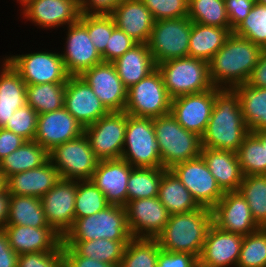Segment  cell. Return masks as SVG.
<instances>
[{"mask_svg": "<svg viewBox=\"0 0 266 267\" xmlns=\"http://www.w3.org/2000/svg\"><path fill=\"white\" fill-rule=\"evenodd\" d=\"M249 132L235 89L215 87L211 117L201 136L202 147L237 152Z\"/></svg>", "mask_w": 266, "mask_h": 267, "instance_id": "cell-1", "label": "cell"}, {"mask_svg": "<svg viewBox=\"0 0 266 267\" xmlns=\"http://www.w3.org/2000/svg\"><path fill=\"white\" fill-rule=\"evenodd\" d=\"M263 50L261 46L232 32L208 62L213 85L234 89L246 83Z\"/></svg>", "mask_w": 266, "mask_h": 267, "instance_id": "cell-2", "label": "cell"}, {"mask_svg": "<svg viewBox=\"0 0 266 267\" xmlns=\"http://www.w3.org/2000/svg\"><path fill=\"white\" fill-rule=\"evenodd\" d=\"M212 224V210L206 207L173 214L156 239L163 251L185 252L199 258Z\"/></svg>", "mask_w": 266, "mask_h": 267, "instance_id": "cell-3", "label": "cell"}, {"mask_svg": "<svg viewBox=\"0 0 266 267\" xmlns=\"http://www.w3.org/2000/svg\"><path fill=\"white\" fill-rule=\"evenodd\" d=\"M153 125L163 168L201 156V137L183 128L171 113L153 118Z\"/></svg>", "mask_w": 266, "mask_h": 267, "instance_id": "cell-4", "label": "cell"}, {"mask_svg": "<svg viewBox=\"0 0 266 267\" xmlns=\"http://www.w3.org/2000/svg\"><path fill=\"white\" fill-rule=\"evenodd\" d=\"M171 99L201 93L214 87L209 63L193 57L176 58L156 65Z\"/></svg>", "mask_w": 266, "mask_h": 267, "instance_id": "cell-5", "label": "cell"}, {"mask_svg": "<svg viewBox=\"0 0 266 267\" xmlns=\"http://www.w3.org/2000/svg\"><path fill=\"white\" fill-rule=\"evenodd\" d=\"M101 238L114 241H129L132 238L125 207L109 205L93 215L74 219L73 226L62 237V241H90Z\"/></svg>", "mask_w": 266, "mask_h": 267, "instance_id": "cell-6", "label": "cell"}, {"mask_svg": "<svg viewBox=\"0 0 266 267\" xmlns=\"http://www.w3.org/2000/svg\"><path fill=\"white\" fill-rule=\"evenodd\" d=\"M121 158L132 167L162 168L153 118L127 114L126 133Z\"/></svg>", "mask_w": 266, "mask_h": 267, "instance_id": "cell-7", "label": "cell"}, {"mask_svg": "<svg viewBox=\"0 0 266 267\" xmlns=\"http://www.w3.org/2000/svg\"><path fill=\"white\" fill-rule=\"evenodd\" d=\"M171 100L156 67L145 78L127 89L124 111L135 117L157 118L170 114Z\"/></svg>", "mask_w": 266, "mask_h": 267, "instance_id": "cell-8", "label": "cell"}, {"mask_svg": "<svg viewBox=\"0 0 266 267\" xmlns=\"http://www.w3.org/2000/svg\"><path fill=\"white\" fill-rule=\"evenodd\" d=\"M192 21L188 17L155 21L147 42L156 65L188 57Z\"/></svg>", "mask_w": 266, "mask_h": 267, "instance_id": "cell-9", "label": "cell"}, {"mask_svg": "<svg viewBox=\"0 0 266 267\" xmlns=\"http://www.w3.org/2000/svg\"><path fill=\"white\" fill-rule=\"evenodd\" d=\"M49 160L60 178L77 181L91 180L99 161L85 134L56 145L49 151Z\"/></svg>", "mask_w": 266, "mask_h": 267, "instance_id": "cell-10", "label": "cell"}, {"mask_svg": "<svg viewBox=\"0 0 266 267\" xmlns=\"http://www.w3.org/2000/svg\"><path fill=\"white\" fill-rule=\"evenodd\" d=\"M5 59L20 74L26 85L66 83L70 76L60 52L38 51L10 55Z\"/></svg>", "mask_w": 266, "mask_h": 267, "instance_id": "cell-11", "label": "cell"}, {"mask_svg": "<svg viewBox=\"0 0 266 267\" xmlns=\"http://www.w3.org/2000/svg\"><path fill=\"white\" fill-rule=\"evenodd\" d=\"M127 113L109 112L84 128L90 147L101 160L121 158L126 133Z\"/></svg>", "mask_w": 266, "mask_h": 267, "instance_id": "cell-12", "label": "cell"}, {"mask_svg": "<svg viewBox=\"0 0 266 267\" xmlns=\"http://www.w3.org/2000/svg\"><path fill=\"white\" fill-rule=\"evenodd\" d=\"M190 191L201 207L212 209L224 196V191L209 171L202 156L181 162L170 169Z\"/></svg>", "mask_w": 266, "mask_h": 267, "instance_id": "cell-13", "label": "cell"}, {"mask_svg": "<svg viewBox=\"0 0 266 267\" xmlns=\"http://www.w3.org/2000/svg\"><path fill=\"white\" fill-rule=\"evenodd\" d=\"M125 210L127 225L134 238L156 239L170 218L158 196L131 200Z\"/></svg>", "mask_w": 266, "mask_h": 267, "instance_id": "cell-14", "label": "cell"}, {"mask_svg": "<svg viewBox=\"0 0 266 267\" xmlns=\"http://www.w3.org/2000/svg\"><path fill=\"white\" fill-rule=\"evenodd\" d=\"M77 180L60 179L40 198L48 224L64 236L73 226Z\"/></svg>", "mask_w": 266, "mask_h": 267, "instance_id": "cell-15", "label": "cell"}, {"mask_svg": "<svg viewBox=\"0 0 266 267\" xmlns=\"http://www.w3.org/2000/svg\"><path fill=\"white\" fill-rule=\"evenodd\" d=\"M93 90L109 112H122L127 101L123 85L113 63L102 62L79 75Z\"/></svg>", "mask_w": 266, "mask_h": 267, "instance_id": "cell-16", "label": "cell"}, {"mask_svg": "<svg viewBox=\"0 0 266 267\" xmlns=\"http://www.w3.org/2000/svg\"><path fill=\"white\" fill-rule=\"evenodd\" d=\"M213 224L224 231L246 236L261 227L253 219L246 199L239 191H227L211 209Z\"/></svg>", "mask_w": 266, "mask_h": 267, "instance_id": "cell-17", "label": "cell"}, {"mask_svg": "<svg viewBox=\"0 0 266 267\" xmlns=\"http://www.w3.org/2000/svg\"><path fill=\"white\" fill-rule=\"evenodd\" d=\"M66 42L60 53L70 76H79L86 69L103 62L102 55L93 45L87 29L79 22L67 26Z\"/></svg>", "mask_w": 266, "mask_h": 267, "instance_id": "cell-18", "label": "cell"}, {"mask_svg": "<svg viewBox=\"0 0 266 267\" xmlns=\"http://www.w3.org/2000/svg\"><path fill=\"white\" fill-rule=\"evenodd\" d=\"M214 100L215 86L201 93L172 99L170 113L183 128L201 137L210 120Z\"/></svg>", "mask_w": 266, "mask_h": 267, "instance_id": "cell-19", "label": "cell"}, {"mask_svg": "<svg viewBox=\"0 0 266 267\" xmlns=\"http://www.w3.org/2000/svg\"><path fill=\"white\" fill-rule=\"evenodd\" d=\"M64 107L84 128L109 113L92 88L80 76L68 77Z\"/></svg>", "mask_w": 266, "mask_h": 267, "instance_id": "cell-20", "label": "cell"}, {"mask_svg": "<svg viewBox=\"0 0 266 267\" xmlns=\"http://www.w3.org/2000/svg\"><path fill=\"white\" fill-rule=\"evenodd\" d=\"M84 134L82 126L63 106L57 111L39 114L34 140L48 152L56 145Z\"/></svg>", "mask_w": 266, "mask_h": 267, "instance_id": "cell-21", "label": "cell"}, {"mask_svg": "<svg viewBox=\"0 0 266 267\" xmlns=\"http://www.w3.org/2000/svg\"><path fill=\"white\" fill-rule=\"evenodd\" d=\"M22 17L42 29L69 26L79 21L80 3L77 0H33L21 12Z\"/></svg>", "mask_w": 266, "mask_h": 267, "instance_id": "cell-22", "label": "cell"}, {"mask_svg": "<svg viewBox=\"0 0 266 267\" xmlns=\"http://www.w3.org/2000/svg\"><path fill=\"white\" fill-rule=\"evenodd\" d=\"M133 167L122 158L98 161L91 181L105 195L109 205L125 207L127 184Z\"/></svg>", "mask_w": 266, "mask_h": 267, "instance_id": "cell-23", "label": "cell"}, {"mask_svg": "<svg viewBox=\"0 0 266 267\" xmlns=\"http://www.w3.org/2000/svg\"><path fill=\"white\" fill-rule=\"evenodd\" d=\"M244 236L212 224L198 260L209 267H236Z\"/></svg>", "mask_w": 266, "mask_h": 267, "instance_id": "cell-24", "label": "cell"}, {"mask_svg": "<svg viewBox=\"0 0 266 267\" xmlns=\"http://www.w3.org/2000/svg\"><path fill=\"white\" fill-rule=\"evenodd\" d=\"M10 247L18 254L44 251H63L62 236L52 227L6 225L3 228Z\"/></svg>", "mask_w": 266, "mask_h": 267, "instance_id": "cell-25", "label": "cell"}, {"mask_svg": "<svg viewBox=\"0 0 266 267\" xmlns=\"http://www.w3.org/2000/svg\"><path fill=\"white\" fill-rule=\"evenodd\" d=\"M110 15L116 27L136 43L147 44L155 20L141 0H122Z\"/></svg>", "mask_w": 266, "mask_h": 267, "instance_id": "cell-26", "label": "cell"}, {"mask_svg": "<svg viewBox=\"0 0 266 267\" xmlns=\"http://www.w3.org/2000/svg\"><path fill=\"white\" fill-rule=\"evenodd\" d=\"M58 170L50 160L42 166L16 173L5 180L10 195L43 197L59 180Z\"/></svg>", "mask_w": 266, "mask_h": 267, "instance_id": "cell-27", "label": "cell"}, {"mask_svg": "<svg viewBox=\"0 0 266 267\" xmlns=\"http://www.w3.org/2000/svg\"><path fill=\"white\" fill-rule=\"evenodd\" d=\"M201 156L224 192L238 191L244 176L236 152L202 147Z\"/></svg>", "mask_w": 266, "mask_h": 267, "instance_id": "cell-28", "label": "cell"}, {"mask_svg": "<svg viewBox=\"0 0 266 267\" xmlns=\"http://www.w3.org/2000/svg\"><path fill=\"white\" fill-rule=\"evenodd\" d=\"M0 67V128H3L18 108L27 104L26 83L4 58Z\"/></svg>", "mask_w": 266, "mask_h": 267, "instance_id": "cell-29", "label": "cell"}, {"mask_svg": "<svg viewBox=\"0 0 266 267\" xmlns=\"http://www.w3.org/2000/svg\"><path fill=\"white\" fill-rule=\"evenodd\" d=\"M112 63L127 89L156 68L148 45L144 43H137Z\"/></svg>", "mask_w": 266, "mask_h": 267, "instance_id": "cell-30", "label": "cell"}, {"mask_svg": "<svg viewBox=\"0 0 266 267\" xmlns=\"http://www.w3.org/2000/svg\"><path fill=\"white\" fill-rule=\"evenodd\" d=\"M232 33L230 28L192 22L188 57L209 62Z\"/></svg>", "mask_w": 266, "mask_h": 267, "instance_id": "cell-31", "label": "cell"}, {"mask_svg": "<svg viewBox=\"0 0 266 267\" xmlns=\"http://www.w3.org/2000/svg\"><path fill=\"white\" fill-rule=\"evenodd\" d=\"M158 198L170 215L191 212L201 208L190 191L170 169L163 173Z\"/></svg>", "mask_w": 266, "mask_h": 267, "instance_id": "cell-32", "label": "cell"}, {"mask_svg": "<svg viewBox=\"0 0 266 267\" xmlns=\"http://www.w3.org/2000/svg\"><path fill=\"white\" fill-rule=\"evenodd\" d=\"M243 120L251 132L266 130V88L237 85Z\"/></svg>", "mask_w": 266, "mask_h": 267, "instance_id": "cell-33", "label": "cell"}, {"mask_svg": "<svg viewBox=\"0 0 266 267\" xmlns=\"http://www.w3.org/2000/svg\"><path fill=\"white\" fill-rule=\"evenodd\" d=\"M49 160V152L35 140L25 141L17 150L0 161V172L5 180L16 173L42 166Z\"/></svg>", "mask_w": 266, "mask_h": 267, "instance_id": "cell-34", "label": "cell"}, {"mask_svg": "<svg viewBox=\"0 0 266 267\" xmlns=\"http://www.w3.org/2000/svg\"><path fill=\"white\" fill-rule=\"evenodd\" d=\"M7 225L51 227L45 217L40 198L10 195Z\"/></svg>", "mask_w": 266, "mask_h": 267, "instance_id": "cell-35", "label": "cell"}, {"mask_svg": "<svg viewBox=\"0 0 266 267\" xmlns=\"http://www.w3.org/2000/svg\"><path fill=\"white\" fill-rule=\"evenodd\" d=\"M128 242L101 238L90 241H62V246H70L79 256L120 265Z\"/></svg>", "mask_w": 266, "mask_h": 267, "instance_id": "cell-36", "label": "cell"}, {"mask_svg": "<svg viewBox=\"0 0 266 267\" xmlns=\"http://www.w3.org/2000/svg\"><path fill=\"white\" fill-rule=\"evenodd\" d=\"M66 83H44L26 86L27 105L37 113L57 111L64 106Z\"/></svg>", "mask_w": 266, "mask_h": 267, "instance_id": "cell-37", "label": "cell"}, {"mask_svg": "<svg viewBox=\"0 0 266 267\" xmlns=\"http://www.w3.org/2000/svg\"><path fill=\"white\" fill-rule=\"evenodd\" d=\"M165 168L133 167L127 184V202L157 197Z\"/></svg>", "mask_w": 266, "mask_h": 267, "instance_id": "cell-38", "label": "cell"}, {"mask_svg": "<svg viewBox=\"0 0 266 267\" xmlns=\"http://www.w3.org/2000/svg\"><path fill=\"white\" fill-rule=\"evenodd\" d=\"M238 191L246 199L256 223L266 228V174L244 176Z\"/></svg>", "mask_w": 266, "mask_h": 267, "instance_id": "cell-39", "label": "cell"}, {"mask_svg": "<svg viewBox=\"0 0 266 267\" xmlns=\"http://www.w3.org/2000/svg\"><path fill=\"white\" fill-rule=\"evenodd\" d=\"M237 153L243 176L266 174V144L249 132Z\"/></svg>", "mask_w": 266, "mask_h": 267, "instance_id": "cell-40", "label": "cell"}, {"mask_svg": "<svg viewBox=\"0 0 266 267\" xmlns=\"http://www.w3.org/2000/svg\"><path fill=\"white\" fill-rule=\"evenodd\" d=\"M188 18L203 25L230 28L224 0H188Z\"/></svg>", "mask_w": 266, "mask_h": 267, "instance_id": "cell-41", "label": "cell"}, {"mask_svg": "<svg viewBox=\"0 0 266 267\" xmlns=\"http://www.w3.org/2000/svg\"><path fill=\"white\" fill-rule=\"evenodd\" d=\"M161 248L157 239L132 237L119 267H156Z\"/></svg>", "mask_w": 266, "mask_h": 267, "instance_id": "cell-42", "label": "cell"}, {"mask_svg": "<svg viewBox=\"0 0 266 267\" xmlns=\"http://www.w3.org/2000/svg\"><path fill=\"white\" fill-rule=\"evenodd\" d=\"M108 206L105 195L91 180L77 181L75 219L93 215Z\"/></svg>", "mask_w": 266, "mask_h": 267, "instance_id": "cell-43", "label": "cell"}, {"mask_svg": "<svg viewBox=\"0 0 266 267\" xmlns=\"http://www.w3.org/2000/svg\"><path fill=\"white\" fill-rule=\"evenodd\" d=\"M236 267H266V228L244 236Z\"/></svg>", "mask_w": 266, "mask_h": 267, "instance_id": "cell-44", "label": "cell"}, {"mask_svg": "<svg viewBox=\"0 0 266 267\" xmlns=\"http://www.w3.org/2000/svg\"><path fill=\"white\" fill-rule=\"evenodd\" d=\"M232 32L266 49V6L255 3L249 15Z\"/></svg>", "mask_w": 266, "mask_h": 267, "instance_id": "cell-45", "label": "cell"}, {"mask_svg": "<svg viewBox=\"0 0 266 267\" xmlns=\"http://www.w3.org/2000/svg\"><path fill=\"white\" fill-rule=\"evenodd\" d=\"M79 22L87 29L95 48L102 54L116 27L111 15L81 14Z\"/></svg>", "mask_w": 266, "mask_h": 267, "instance_id": "cell-46", "label": "cell"}, {"mask_svg": "<svg viewBox=\"0 0 266 267\" xmlns=\"http://www.w3.org/2000/svg\"><path fill=\"white\" fill-rule=\"evenodd\" d=\"M38 113L29 105L18 108L3 127L20 135L26 141H33L37 130Z\"/></svg>", "mask_w": 266, "mask_h": 267, "instance_id": "cell-47", "label": "cell"}, {"mask_svg": "<svg viewBox=\"0 0 266 267\" xmlns=\"http://www.w3.org/2000/svg\"><path fill=\"white\" fill-rule=\"evenodd\" d=\"M155 21L188 17V0H141Z\"/></svg>", "mask_w": 266, "mask_h": 267, "instance_id": "cell-48", "label": "cell"}, {"mask_svg": "<svg viewBox=\"0 0 266 267\" xmlns=\"http://www.w3.org/2000/svg\"><path fill=\"white\" fill-rule=\"evenodd\" d=\"M17 267H64L63 251H44L19 255Z\"/></svg>", "mask_w": 266, "mask_h": 267, "instance_id": "cell-49", "label": "cell"}, {"mask_svg": "<svg viewBox=\"0 0 266 267\" xmlns=\"http://www.w3.org/2000/svg\"><path fill=\"white\" fill-rule=\"evenodd\" d=\"M136 44L137 43L131 37L125 34L121 29L115 27L108 41L106 50L101 54L103 62H114Z\"/></svg>", "mask_w": 266, "mask_h": 267, "instance_id": "cell-50", "label": "cell"}, {"mask_svg": "<svg viewBox=\"0 0 266 267\" xmlns=\"http://www.w3.org/2000/svg\"><path fill=\"white\" fill-rule=\"evenodd\" d=\"M197 260L190 253L160 250L156 267H192Z\"/></svg>", "mask_w": 266, "mask_h": 267, "instance_id": "cell-51", "label": "cell"}, {"mask_svg": "<svg viewBox=\"0 0 266 267\" xmlns=\"http://www.w3.org/2000/svg\"><path fill=\"white\" fill-rule=\"evenodd\" d=\"M230 21V29L233 31L249 15L254 3L246 0H224Z\"/></svg>", "mask_w": 266, "mask_h": 267, "instance_id": "cell-52", "label": "cell"}, {"mask_svg": "<svg viewBox=\"0 0 266 267\" xmlns=\"http://www.w3.org/2000/svg\"><path fill=\"white\" fill-rule=\"evenodd\" d=\"M65 267H119V265L79 256L70 246H62Z\"/></svg>", "mask_w": 266, "mask_h": 267, "instance_id": "cell-53", "label": "cell"}, {"mask_svg": "<svg viewBox=\"0 0 266 267\" xmlns=\"http://www.w3.org/2000/svg\"><path fill=\"white\" fill-rule=\"evenodd\" d=\"M122 0H81V14L110 15Z\"/></svg>", "mask_w": 266, "mask_h": 267, "instance_id": "cell-54", "label": "cell"}, {"mask_svg": "<svg viewBox=\"0 0 266 267\" xmlns=\"http://www.w3.org/2000/svg\"><path fill=\"white\" fill-rule=\"evenodd\" d=\"M26 140L12 131L0 128V161L17 150Z\"/></svg>", "mask_w": 266, "mask_h": 267, "instance_id": "cell-55", "label": "cell"}, {"mask_svg": "<svg viewBox=\"0 0 266 267\" xmlns=\"http://www.w3.org/2000/svg\"><path fill=\"white\" fill-rule=\"evenodd\" d=\"M19 255L10 247L4 230H0V267H17Z\"/></svg>", "mask_w": 266, "mask_h": 267, "instance_id": "cell-56", "label": "cell"}, {"mask_svg": "<svg viewBox=\"0 0 266 267\" xmlns=\"http://www.w3.org/2000/svg\"><path fill=\"white\" fill-rule=\"evenodd\" d=\"M246 83L255 88H266V49L262 51Z\"/></svg>", "mask_w": 266, "mask_h": 267, "instance_id": "cell-57", "label": "cell"}, {"mask_svg": "<svg viewBox=\"0 0 266 267\" xmlns=\"http://www.w3.org/2000/svg\"><path fill=\"white\" fill-rule=\"evenodd\" d=\"M10 194L5 188L0 192V230L7 225V219L9 214Z\"/></svg>", "mask_w": 266, "mask_h": 267, "instance_id": "cell-58", "label": "cell"}, {"mask_svg": "<svg viewBox=\"0 0 266 267\" xmlns=\"http://www.w3.org/2000/svg\"><path fill=\"white\" fill-rule=\"evenodd\" d=\"M259 139L262 144H266V130H260L253 132Z\"/></svg>", "mask_w": 266, "mask_h": 267, "instance_id": "cell-59", "label": "cell"}, {"mask_svg": "<svg viewBox=\"0 0 266 267\" xmlns=\"http://www.w3.org/2000/svg\"><path fill=\"white\" fill-rule=\"evenodd\" d=\"M5 188H6L5 178L3 174L0 172V192L3 191Z\"/></svg>", "mask_w": 266, "mask_h": 267, "instance_id": "cell-60", "label": "cell"}, {"mask_svg": "<svg viewBox=\"0 0 266 267\" xmlns=\"http://www.w3.org/2000/svg\"><path fill=\"white\" fill-rule=\"evenodd\" d=\"M33 0H17V2L22 6L21 11Z\"/></svg>", "mask_w": 266, "mask_h": 267, "instance_id": "cell-61", "label": "cell"}, {"mask_svg": "<svg viewBox=\"0 0 266 267\" xmlns=\"http://www.w3.org/2000/svg\"><path fill=\"white\" fill-rule=\"evenodd\" d=\"M192 267H209L207 265L202 264L199 260Z\"/></svg>", "mask_w": 266, "mask_h": 267, "instance_id": "cell-62", "label": "cell"}, {"mask_svg": "<svg viewBox=\"0 0 266 267\" xmlns=\"http://www.w3.org/2000/svg\"><path fill=\"white\" fill-rule=\"evenodd\" d=\"M256 3L266 6V0H256Z\"/></svg>", "mask_w": 266, "mask_h": 267, "instance_id": "cell-63", "label": "cell"}, {"mask_svg": "<svg viewBox=\"0 0 266 267\" xmlns=\"http://www.w3.org/2000/svg\"><path fill=\"white\" fill-rule=\"evenodd\" d=\"M246 1H251V2H253L254 4L256 3V0H246Z\"/></svg>", "mask_w": 266, "mask_h": 267, "instance_id": "cell-64", "label": "cell"}]
</instances>
